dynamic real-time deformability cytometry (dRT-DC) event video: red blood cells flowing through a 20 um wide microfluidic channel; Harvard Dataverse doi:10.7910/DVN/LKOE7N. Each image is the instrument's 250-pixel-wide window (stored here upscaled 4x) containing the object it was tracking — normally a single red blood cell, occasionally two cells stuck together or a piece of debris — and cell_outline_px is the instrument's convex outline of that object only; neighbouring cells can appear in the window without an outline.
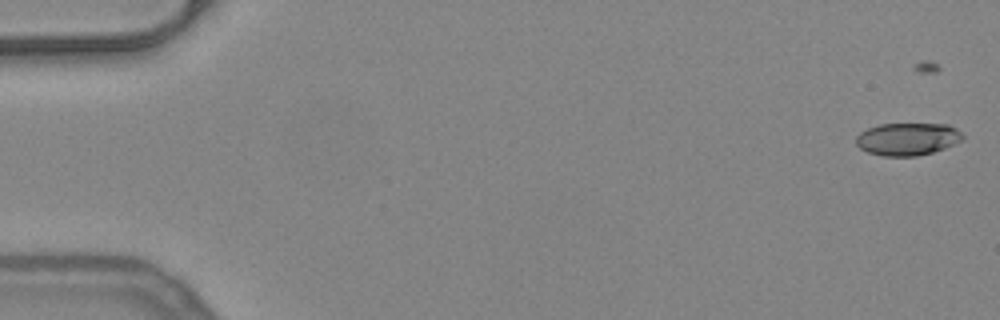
{"species": "common noctule bat (a hibernating species)", "species_latin": "Nyctalus noctula", "temperature_condition": "warm", "stored_images_in_passage": 26, "camera_frame_rate_fps": 3000, "um_per_image_px": 0.085, "animal": {"sex": "female", "body_mass_g": 24.6, "forearm_length_mm": 56.2}, "frame": {"image": 1, "passage_image": 1, "time_ms": 0.0, "image_size_px": [1000, 320], "cell_outline_px": [[964, 136], [960, 140], [944, 148], [932, 152], [916, 156], [884, 156], [868, 152], [860, 148], [856, 144], [856, 136], [860, 132], [868, 128], [880, 124], [948, 124], [956, 128]], "centroid_in_image_um": [77.11, 11.81], "position_along_channel_um": 7.9, "area_um2": 20.06}}
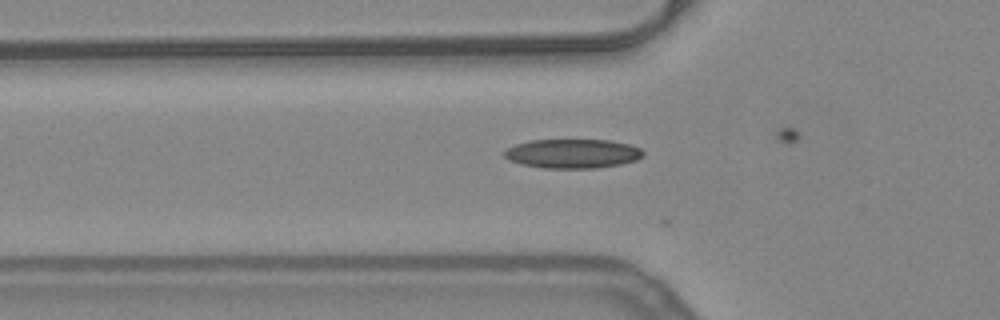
{"frame": {"image": 2, "passage_image": 18, "time_ms": 5.667, "image_size_px": [1000, 320], "cell_outline_px": [[644, 156], [636, 160], [620, 164], [596, 168], [544, 168], [524, 164], [508, 160], [500, 152], [516, 144], [532, 140], [608, 140], [628, 144], [640, 148], [644, 152]], "centroid_in_image_um": [48.66, 13.05], "position_along_channel_um": 77.1, "area_um2": 23.58}}
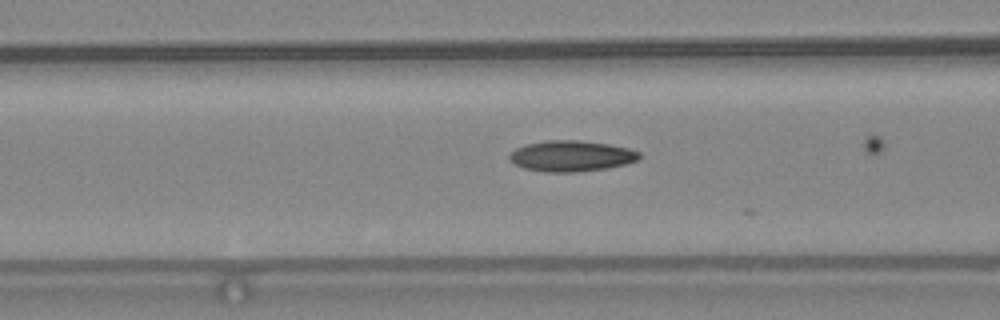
{"frame": {"image": 3, "passage_image": 21, "time_ms": 6.667, "image_size_px": [1000, 320], "cell_outline_px": [[640, 156], [636, 160], [624, 164], [608, 168], [576, 172], [544, 172], [524, 168], [508, 160], [508, 156], [516, 148], [524, 144], [548, 140], [580, 140], [608, 144], [628, 148], [640, 152]], "centroid_in_image_um": [48.53, 13.26], "position_along_channel_um": 118.1, "area_um2": 23.35}}